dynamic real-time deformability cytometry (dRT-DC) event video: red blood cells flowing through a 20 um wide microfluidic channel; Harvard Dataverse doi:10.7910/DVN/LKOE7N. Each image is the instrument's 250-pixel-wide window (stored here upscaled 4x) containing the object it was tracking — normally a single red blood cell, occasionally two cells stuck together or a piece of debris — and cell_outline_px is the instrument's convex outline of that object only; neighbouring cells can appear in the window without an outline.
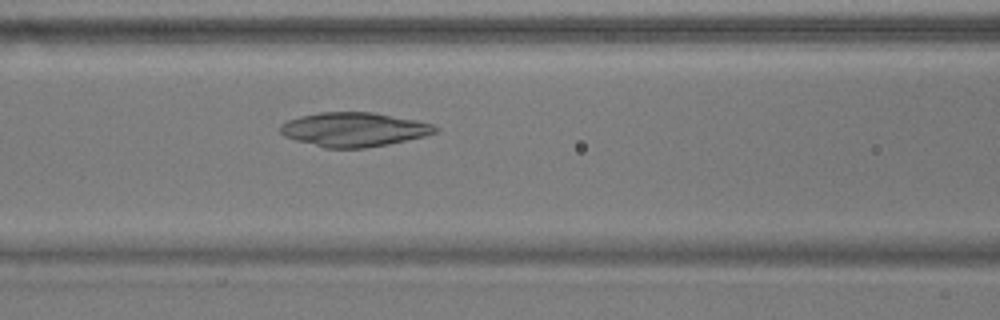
{"species": "common noctule bat (a hibernating species)", "species_latin": "Nyctalus noctula", "temperature_condition": "warm", "stored_images_in_passage": 46, "camera_frame_rate_fps": 3000, "um_per_image_px": 0.085, "animal": {"sex": "male", "body_mass_g": 17.9}, "frame": {"image": 1, "passage_image": 14, "time_ms": 4.333, "image_size_px": [1000, 320], "cell_outline_px": [[440, 128], [436, 132], [424, 136], [388, 144], [364, 148], [324, 148], [296, 140], [284, 136], [280, 132], [280, 124], [288, 120], [300, 116], [320, 112], [372, 112], [416, 120], [432, 124]], "centroid_in_image_um": [30.07, 11.0], "position_along_channel_um": 136.5, "area_um2": 30.75}}
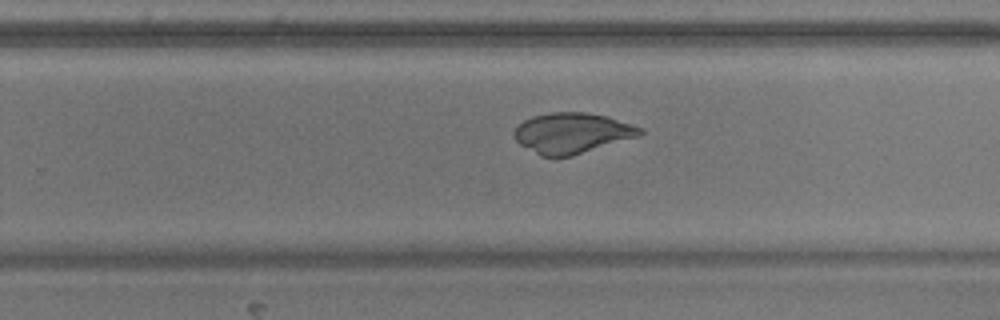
{"frame": {"image": 2, "passage_image": 26, "time_ms": 8.333, "image_size_px": [1000, 320], "cell_outline_px": [[644, 132], [640, 136], [572, 156], [540, 156], [520, 144], [512, 136], [512, 132], [524, 120], [532, 116], [552, 112], [588, 112], [608, 116], [644, 128]], "centroid_in_image_um": [48.65, 11.3], "position_along_channel_um": 281.2, "area_um2": 29.88}}
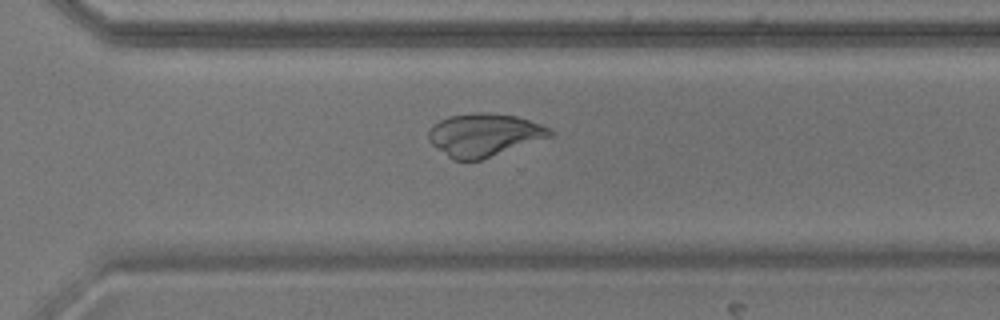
{"frame": {"image": 3, "passage_image": 30, "time_ms": 9.667, "image_size_px": [1000, 320], "cell_outline_px": [[556, 132], [552, 136], [480, 160], [452, 160], [436, 148], [428, 140], [428, 132], [432, 124], [448, 116], [476, 112], [488, 112], [516, 116], [540, 124]], "centroid_in_image_um": [41.11, 11.46], "position_along_channel_um": 329.5, "area_um2": 30.35}}